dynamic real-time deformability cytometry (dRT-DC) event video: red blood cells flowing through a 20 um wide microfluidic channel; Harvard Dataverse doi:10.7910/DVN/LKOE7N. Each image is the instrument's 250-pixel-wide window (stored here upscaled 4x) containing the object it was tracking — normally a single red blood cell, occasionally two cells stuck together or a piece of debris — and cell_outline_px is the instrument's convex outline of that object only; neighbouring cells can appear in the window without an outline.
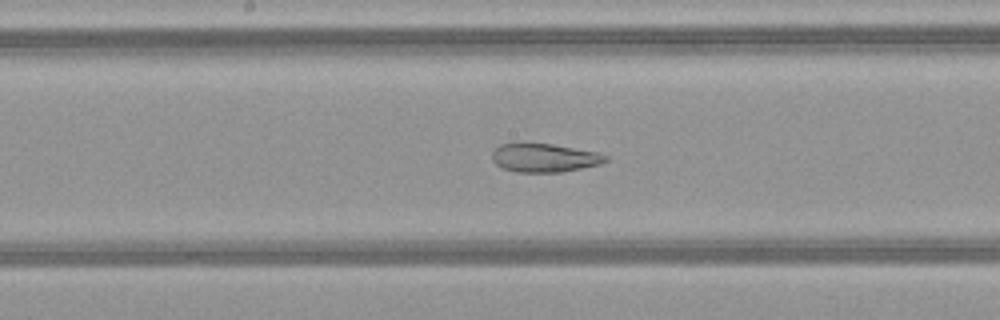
{"species": "common noctule bat (a hibernating species)", "species_latin": "Nyctalus noctula", "temperature_condition": "warm", "stored_images_in_passage": 49, "camera_frame_rate_fps": 3000, "um_per_image_px": 0.085, "animal": {"sex": "female", "body_mass_g": 21.9}, "frame": {"image": 1, "passage_image": 26, "time_ms": 8.333, "image_size_px": [1000, 320], "cell_outline_px": [[608, 160], [600, 164], [560, 172], [516, 172], [504, 168], [496, 164], [492, 160], [492, 152], [500, 144], [516, 140], [552, 144], [600, 152], [608, 156]], "centroid_in_image_um": [46.23, 13.37], "position_along_channel_um": 202.0, "area_um2": 19.48}}
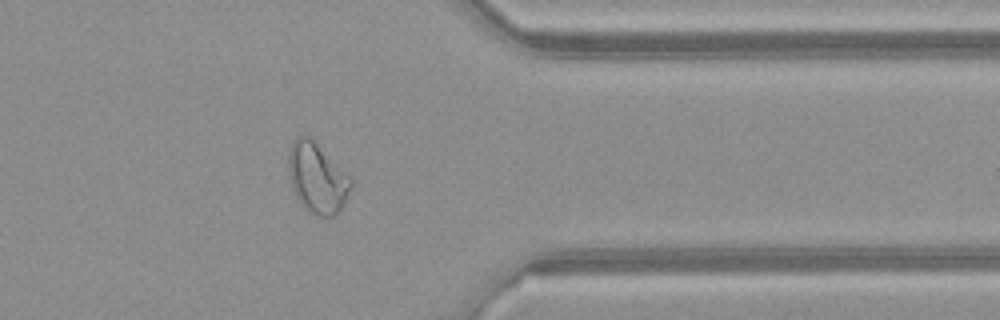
{"frame": {"image": 2, "passage_image": 40, "time_ms": 13.0, "image_size_px": [1000, 320], "cell_outline_px": [[352, 184], [348, 196], [340, 212], [336, 216], [316, 216], [308, 212], [300, 204], [292, 188], [288, 172], [288, 152], [292, 144], [300, 136], [308, 136], [352, 176]], "centroid_in_image_um": [26.98, 15.18], "position_along_channel_um": 384.4, "area_um2": 25.78}}
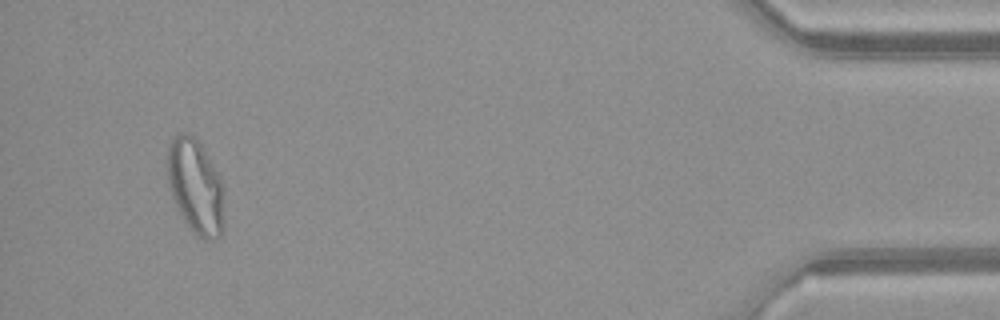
{"frame": {"image": 3, "passage_image": 47, "time_ms": 15.333, "image_size_px": [1000, 320], "cell_outline_px": [[224, 228], [220, 236], [216, 240], [204, 240], [196, 236], [184, 220], [176, 208], [172, 196], [168, 180], [168, 144], [172, 136], [176, 132], [188, 132], [200, 144], [220, 176], [224, 184]], "centroid_in_image_um": [16.65, 15.88], "position_along_channel_um": 418.6, "area_um2": 31.91}, "authors_computed_cell_mechanics": {"area_um2": 28.1486, "velocity_mm_per_s": 4.1271, "shape_relaxation_time_tau1_ms": null, "shape_relaxation_time_tau2_ms": 1.7663, "deformation_change_tau1": null, "deformation_change_tau2": 0.0964}}